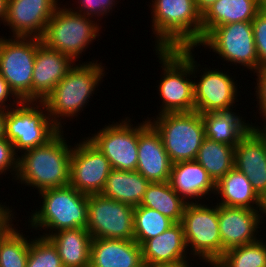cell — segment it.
Listing matches in <instances>:
<instances>
[{"label":"cell","mask_w":266,"mask_h":267,"mask_svg":"<svg viewBox=\"0 0 266 267\" xmlns=\"http://www.w3.org/2000/svg\"><path fill=\"white\" fill-rule=\"evenodd\" d=\"M64 135V131L60 130L46 144L20 153L15 181L35 188L37 193L68 186L73 145H69L71 143Z\"/></svg>","instance_id":"obj_1"},{"label":"cell","mask_w":266,"mask_h":267,"mask_svg":"<svg viewBox=\"0 0 266 267\" xmlns=\"http://www.w3.org/2000/svg\"><path fill=\"white\" fill-rule=\"evenodd\" d=\"M151 2L154 49H195L202 40V15L195 0Z\"/></svg>","instance_id":"obj_2"},{"label":"cell","mask_w":266,"mask_h":267,"mask_svg":"<svg viewBox=\"0 0 266 267\" xmlns=\"http://www.w3.org/2000/svg\"><path fill=\"white\" fill-rule=\"evenodd\" d=\"M104 67L102 62L98 63V60L93 59L82 64L75 63L44 99L43 103L48 115L60 130L64 128L62 125L64 119H75V116L80 115V112L88 105L90 96L93 97V94H96L95 90H98L99 84L106 76L105 69L107 68Z\"/></svg>","instance_id":"obj_3"},{"label":"cell","mask_w":266,"mask_h":267,"mask_svg":"<svg viewBox=\"0 0 266 267\" xmlns=\"http://www.w3.org/2000/svg\"><path fill=\"white\" fill-rule=\"evenodd\" d=\"M154 50L163 74L156 86L162 100L158 115L195 111L192 48Z\"/></svg>","instance_id":"obj_4"},{"label":"cell","mask_w":266,"mask_h":267,"mask_svg":"<svg viewBox=\"0 0 266 267\" xmlns=\"http://www.w3.org/2000/svg\"><path fill=\"white\" fill-rule=\"evenodd\" d=\"M38 194L43 199L42 205L30 213L28 229L45 230L40 236L48 237L60 230L87 227V194L71 185L45 189Z\"/></svg>","instance_id":"obj_5"},{"label":"cell","mask_w":266,"mask_h":267,"mask_svg":"<svg viewBox=\"0 0 266 267\" xmlns=\"http://www.w3.org/2000/svg\"><path fill=\"white\" fill-rule=\"evenodd\" d=\"M66 6L60 4L55 10L41 41L47 47L70 56L76 62L89 45L95 42L93 40L100 36L99 31L102 27L98 18L96 21L95 18L72 11L69 4L68 8Z\"/></svg>","instance_id":"obj_6"},{"label":"cell","mask_w":266,"mask_h":267,"mask_svg":"<svg viewBox=\"0 0 266 267\" xmlns=\"http://www.w3.org/2000/svg\"><path fill=\"white\" fill-rule=\"evenodd\" d=\"M160 134L172 163L195 160L201 143L206 138L202 116L197 111L165 113L148 118Z\"/></svg>","instance_id":"obj_7"},{"label":"cell","mask_w":266,"mask_h":267,"mask_svg":"<svg viewBox=\"0 0 266 267\" xmlns=\"http://www.w3.org/2000/svg\"><path fill=\"white\" fill-rule=\"evenodd\" d=\"M43 102L21 101L6 109L5 137L18 155L46 144L60 129L52 122Z\"/></svg>","instance_id":"obj_8"},{"label":"cell","mask_w":266,"mask_h":267,"mask_svg":"<svg viewBox=\"0 0 266 267\" xmlns=\"http://www.w3.org/2000/svg\"><path fill=\"white\" fill-rule=\"evenodd\" d=\"M202 201V203H187L180 223L189 256L198 257L200 262L209 264L215 263L222 256V240L217 203H214L216 205L212 203L210 206L204 202L205 199Z\"/></svg>","instance_id":"obj_9"},{"label":"cell","mask_w":266,"mask_h":267,"mask_svg":"<svg viewBox=\"0 0 266 267\" xmlns=\"http://www.w3.org/2000/svg\"><path fill=\"white\" fill-rule=\"evenodd\" d=\"M0 36V74L21 101H32L37 37Z\"/></svg>","instance_id":"obj_10"},{"label":"cell","mask_w":266,"mask_h":267,"mask_svg":"<svg viewBox=\"0 0 266 267\" xmlns=\"http://www.w3.org/2000/svg\"><path fill=\"white\" fill-rule=\"evenodd\" d=\"M210 49L229 65L242 66L254 73L258 70V54L252 21L234 22L213 28L197 45Z\"/></svg>","instance_id":"obj_11"},{"label":"cell","mask_w":266,"mask_h":267,"mask_svg":"<svg viewBox=\"0 0 266 267\" xmlns=\"http://www.w3.org/2000/svg\"><path fill=\"white\" fill-rule=\"evenodd\" d=\"M193 52L195 51L192 48L193 74L201 73L198 75L200 78L197 82L194 79L195 111L200 114L235 111L236 108H233L238 105H235V102H239L237 97L239 96L238 93H240L237 86L238 80H234L236 76L232 78L233 76L230 74L229 69L227 72H223V69L219 70V68H201V65L195 60L194 56L196 55Z\"/></svg>","instance_id":"obj_12"},{"label":"cell","mask_w":266,"mask_h":267,"mask_svg":"<svg viewBox=\"0 0 266 267\" xmlns=\"http://www.w3.org/2000/svg\"><path fill=\"white\" fill-rule=\"evenodd\" d=\"M86 229L92 238L134 240V207L101 193L90 194Z\"/></svg>","instance_id":"obj_13"},{"label":"cell","mask_w":266,"mask_h":267,"mask_svg":"<svg viewBox=\"0 0 266 267\" xmlns=\"http://www.w3.org/2000/svg\"><path fill=\"white\" fill-rule=\"evenodd\" d=\"M131 120L127 116L116 123L113 121L86 137L109 160L112 169L135 171L137 168L139 122L135 126Z\"/></svg>","instance_id":"obj_14"},{"label":"cell","mask_w":266,"mask_h":267,"mask_svg":"<svg viewBox=\"0 0 266 267\" xmlns=\"http://www.w3.org/2000/svg\"><path fill=\"white\" fill-rule=\"evenodd\" d=\"M111 170L109 160L86 137L74 143L69 185L77 191L87 195L100 194Z\"/></svg>","instance_id":"obj_15"},{"label":"cell","mask_w":266,"mask_h":267,"mask_svg":"<svg viewBox=\"0 0 266 267\" xmlns=\"http://www.w3.org/2000/svg\"><path fill=\"white\" fill-rule=\"evenodd\" d=\"M217 207L222 254L260 239L258 229L264 223L262 221L266 217V209L227 207L220 204Z\"/></svg>","instance_id":"obj_16"},{"label":"cell","mask_w":266,"mask_h":267,"mask_svg":"<svg viewBox=\"0 0 266 267\" xmlns=\"http://www.w3.org/2000/svg\"><path fill=\"white\" fill-rule=\"evenodd\" d=\"M60 0H8L3 25L12 37L41 38Z\"/></svg>","instance_id":"obj_17"},{"label":"cell","mask_w":266,"mask_h":267,"mask_svg":"<svg viewBox=\"0 0 266 267\" xmlns=\"http://www.w3.org/2000/svg\"><path fill=\"white\" fill-rule=\"evenodd\" d=\"M138 163L136 171L150 183L168 182L172 162L161 136L148 119L139 123Z\"/></svg>","instance_id":"obj_18"},{"label":"cell","mask_w":266,"mask_h":267,"mask_svg":"<svg viewBox=\"0 0 266 267\" xmlns=\"http://www.w3.org/2000/svg\"><path fill=\"white\" fill-rule=\"evenodd\" d=\"M74 64L75 61L70 56L47 47L41 38H38L32 79V101L43 102Z\"/></svg>","instance_id":"obj_19"},{"label":"cell","mask_w":266,"mask_h":267,"mask_svg":"<svg viewBox=\"0 0 266 267\" xmlns=\"http://www.w3.org/2000/svg\"><path fill=\"white\" fill-rule=\"evenodd\" d=\"M234 167L248 177L266 203V141L254 128L235 147Z\"/></svg>","instance_id":"obj_20"},{"label":"cell","mask_w":266,"mask_h":267,"mask_svg":"<svg viewBox=\"0 0 266 267\" xmlns=\"http://www.w3.org/2000/svg\"><path fill=\"white\" fill-rule=\"evenodd\" d=\"M168 182L187 203H202V198L216 191V183L196 160L172 163Z\"/></svg>","instance_id":"obj_21"},{"label":"cell","mask_w":266,"mask_h":267,"mask_svg":"<svg viewBox=\"0 0 266 267\" xmlns=\"http://www.w3.org/2000/svg\"><path fill=\"white\" fill-rule=\"evenodd\" d=\"M141 247L145 267L176 264L192 259L187 255L189 253L181 223H175L156 237L146 240Z\"/></svg>","instance_id":"obj_22"},{"label":"cell","mask_w":266,"mask_h":267,"mask_svg":"<svg viewBox=\"0 0 266 267\" xmlns=\"http://www.w3.org/2000/svg\"><path fill=\"white\" fill-rule=\"evenodd\" d=\"M90 267H145L135 240L92 238Z\"/></svg>","instance_id":"obj_23"},{"label":"cell","mask_w":266,"mask_h":267,"mask_svg":"<svg viewBox=\"0 0 266 267\" xmlns=\"http://www.w3.org/2000/svg\"><path fill=\"white\" fill-rule=\"evenodd\" d=\"M215 197L220 198L217 204L227 207L266 209V203L253 190L248 177L235 167L216 183Z\"/></svg>","instance_id":"obj_24"},{"label":"cell","mask_w":266,"mask_h":267,"mask_svg":"<svg viewBox=\"0 0 266 267\" xmlns=\"http://www.w3.org/2000/svg\"><path fill=\"white\" fill-rule=\"evenodd\" d=\"M260 10V0H217L202 14V39L215 27L253 21Z\"/></svg>","instance_id":"obj_25"},{"label":"cell","mask_w":266,"mask_h":267,"mask_svg":"<svg viewBox=\"0 0 266 267\" xmlns=\"http://www.w3.org/2000/svg\"><path fill=\"white\" fill-rule=\"evenodd\" d=\"M47 238L56 247L63 267H90L92 236L86 228L60 230Z\"/></svg>","instance_id":"obj_26"},{"label":"cell","mask_w":266,"mask_h":267,"mask_svg":"<svg viewBox=\"0 0 266 267\" xmlns=\"http://www.w3.org/2000/svg\"><path fill=\"white\" fill-rule=\"evenodd\" d=\"M233 110L201 114L206 138L236 147L239 141L253 128L252 122Z\"/></svg>","instance_id":"obj_27"},{"label":"cell","mask_w":266,"mask_h":267,"mask_svg":"<svg viewBox=\"0 0 266 267\" xmlns=\"http://www.w3.org/2000/svg\"><path fill=\"white\" fill-rule=\"evenodd\" d=\"M150 182L139 172L112 169L101 194L132 207L141 204Z\"/></svg>","instance_id":"obj_28"},{"label":"cell","mask_w":266,"mask_h":267,"mask_svg":"<svg viewBox=\"0 0 266 267\" xmlns=\"http://www.w3.org/2000/svg\"><path fill=\"white\" fill-rule=\"evenodd\" d=\"M235 147L205 138L198 150L196 161L217 183L234 167Z\"/></svg>","instance_id":"obj_29"},{"label":"cell","mask_w":266,"mask_h":267,"mask_svg":"<svg viewBox=\"0 0 266 267\" xmlns=\"http://www.w3.org/2000/svg\"><path fill=\"white\" fill-rule=\"evenodd\" d=\"M186 204L169 182H154L147 187L140 206L157 210L175 223H180Z\"/></svg>","instance_id":"obj_30"},{"label":"cell","mask_w":266,"mask_h":267,"mask_svg":"<svg viewBox=\"0 0 266 267\" xmlns=\"http://www.w3.org/2000/svg\"><path fill=\"white\" fill-rule=\"evenodd\" d=\"M13 222L0 232V267H27L31 239Z\"/></svg>","instance_id":"obj_31"},{"label":"cell","mask_w":266,"mask_h":267,"mask_svg":"<svg viewBox=\"0 0 266 267\" xmlns=\"http://www.w3.org/2000/svg\"><path fill=\"white\" fill-rule=\"evenodd\" d=\"M175 222L157 210L134 207V240L141 246L146 240L169 229Z\"/></svg>","instance_id":"obj_32"},{"label":"cell","mask_w":266,"mask_h":267,"mask_svg":"<svg viewBox=\"0 0 266 267\" xmlns=\"http://www.w3.org/2000/svg\"><path fill=\"white\" fill-rule=\"evenodd\" d=\"M263 239L225 251L215 264L218 267H266V241Z\"/></svg>","instance_id":"obj_33"},{"label":"cell","mask_w":266,"mask_h":267,"mask_svg":"<svg viewBox=\"0 0 266 267\" xmlns=\"http://www.w3.org/2000/svg\"><path fill=\"white\" fill-rule=\"evenodd\" d=\"M38 235L30 240L27 267H63L54 244L47 237Z\"/></svg>","instance_id":"obj_34"},{"label":"cell","mask_w":266,"mask_h":267,"mask_svg":"<svg viewBox=\"0 0 266 267\" xmlns=\"http://www.w3.org/2000/svg\"><path fill=\"white\" fill-rule=\"evenodd\" d=\"M78 1V2H77ZM77 7H69L72 11L80 13L88 17H98L99 21L109 15L112 11L113 6L118 4L117 0H77ZM117 2V3H116ZM75 8V9H74ZM76 10V11H75ZM111 11V12H110ZM109 13V14H108Z\"/></svg>","instance_id":"obj_35"},{"label":"cell","mask_w":266,"mask_h":267,"mask_svg":"<svg viewBox=\"0 0 266 267\" xmlns=\"http://www.w3.org/2000/svg\"><path fill=\"white\" fill-rule=\"evenodd\" d=\"M254 41L258 54V69L266 66V14L261 10L252 21Z\"/></svg>","instance_id":"obj_36"},{"label":"cell","mask_w":266,"mask_h":267,"mask_svg":"<svg viewBox=\"0 0 266 267\" xmlns=\"http://www.w3.org/2000/svg\"><path fill=\"white\" fill-rule=\"evenodd\" d=\"M10 171V175L15 180L18 172V155L14 151V147L11 141L6 137L0 139V175L7 174Z\"/></svg>","instance_id":"obj_37"},{"label":"cell","mask_w":266,"mask_h":267,"mask_svg":"<svg viewBox=\"0 0 266 267\" xmlns=\"http://www.w3.org/2000/svg\"><path fill=\"white\" fill-rule=\"evenodd\" d=\"M256 73V74H255ZM254 78L256 80L255 83V96L256 101H258L256 108L259 110L260 117L262 116V121L264 122L263 125L266 124V66L259 68L257 71H255ZM264 119V120H263Z\"/></svg>","instance_id":"obj_38"},{"label":"cell","mask_w":266,"mask_h":267,"mask_svg":"<svg viewBox=\"0 0 266 267\" xmlns=\"http://www.w3.org/2000/svg\"><path fill=\"white\" fill-rule=\"evenodd\" d=\"M10 99L13 101L11 102ZM7 101H10V103H8ZM20 102L21 100L14 94L5 79L0 74V108H12L14 106H17Z\"/></svg>","instance_id":"obj_39"},{"label":"cell","mask_w":266,"mask_h":267,"mask_svg":"<svg viewBox=\"0 0 266 267\" xmlns=\"http://www.w3.org/2000/svg\"><path fill=\"white\" fill-rule=\"evenodd\" d=\"M5 205V203L3 205L0 202V232L12 221V219L15 220V212H13L14 208L12 209V206L9 207V205Z\"/></svg>","instance_id":"obj_40"},{"label":"cell","mask_w":266,"mask_h":267,"mask_svg":"<svg viewBox=\"0 0 266 267\" xmlns=\"http://www.w3.org/2000/svg\"><path fill=\"white\" fill-rule=\"evenodd\" d=\"M217 0H195L196 7L201 15Z\"/></svg>","instance_id":"obj_41"},{"label":"cell","mask_w":266,"mask_h":267,"mask_svg":"<svg viewBox=\"0 0 266 267\" xmlns=\"http://www.w3.org/2000/svg\"><path fill=\"white\" fill-rule=\"evenodd\" d=\"M6 109L0 108V139L5 137Z\"/></svg>","instance_id":"obj_42"},{"label":"cell","mask_w":266,"mask_h":267,"mask_svg":"<svg viewBox=\"0 0 266 267\" xmlns=\"http://www.w3.org/2000/svg\"><path fill=\"white\" fill-rule=\"evenodd\" d=\"M196 262V260L198 259H189V260H185L183 262L180 263H176V264H167V265H157V266H153V267H192V262L190 263V261H194ZM189 261V262H188ZM191 264V265H190Z\"/></svg>","instance_id":"obj_43"},{"label":"cell","mask_w":266,"mask_h":267,"mask_svg":"<svg viewBox=\"0 0 266 267\" xmlns=\"http://www.w3.org/2000/svg\"><path fill=\"white\" fill-rule=\"evenodd\" d=\"M7 1L8 0H0V23L1 24L4 22L6 18Z\"/></svg>","instance_id":"obj_44"},{"label":"cell","mask_w":266,"mask_h":267,"mask_svg":"<svg viewBox=\"0 0 266 267\" xmlns=\"http://www.w3.org/2000/svg\"><path fill=\"white\" fill-rule=\"evenodd\" d=\"M252 127L265 139L266 141V124L263 126H259V125H254V123L252 124ZM263 129H262V128Z\"/></svg>","instance_id":"obj_45"},{"label":"cell","mask_w":266,"mask_h":267,"mask_svg":"<svg viewBox=\"0 0 266 267\" xmlns=\"http://www.w3.org/2000/svg\"><path fill=\"white\" fill-rule=\"evenodd\" d=\"M260 9L266 14V0H260Z\"/></svg>","instance_id":"obj_46"},{"label":"cell","mask_w":266,"mask_h":267,"mask_svg":"<svg viewBox=\"0 0 266 267\" xmlns=\"http://www.w3.org/2000/svg\"><path fill=\"white\" fill-rule=\"evenodd\" d=\"M209 267H218L215 263H209Z\"/></svg>","instance_id":"obj_47"}]
</instances>
